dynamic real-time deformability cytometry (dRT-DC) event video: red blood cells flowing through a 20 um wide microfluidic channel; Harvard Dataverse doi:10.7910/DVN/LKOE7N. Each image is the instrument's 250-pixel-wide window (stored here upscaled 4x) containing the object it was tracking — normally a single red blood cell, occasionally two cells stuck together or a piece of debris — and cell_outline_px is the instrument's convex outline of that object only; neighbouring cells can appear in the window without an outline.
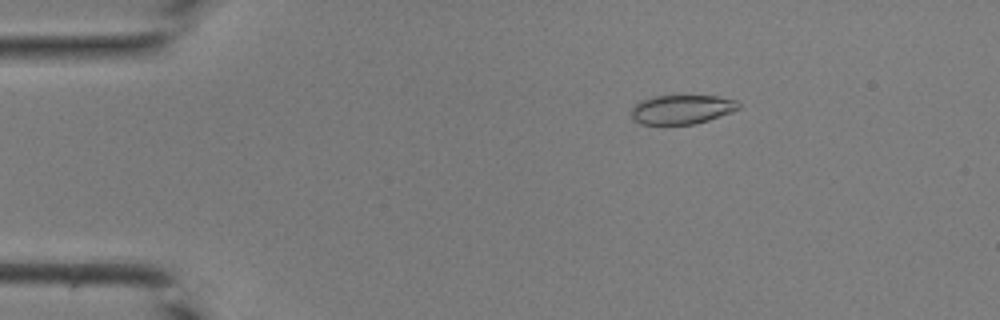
{"species": "common noctule bat (a hibernating species)", "species_latin": "Nyctalus noctula", "temperature_condition": "room temperature", "stored_images_in_passage": 43, "camera_frame_rate_fps": 3000, "um_per_image_px": 0.085, "animal": {"sex": "male", "body_mass_g": 19.0, "forearm_length_mm": 50.8}, "frame": {"image": 1, "passage_image": 8, "time_ms": 2.333, "image_size_px": [1000, 320], "cell_outline_px": [[740, 108], [732, 112], [696, 124], [640, 124], [632, 116], [632, 108], [640, 100], [652, 96], [676, 92], [716, 96], [736, 100], [740, 104]], "centroid_in_image_um": [57.97, 9.23], "position_along_channel_um": 27.0, "area_um2": 19.07}}
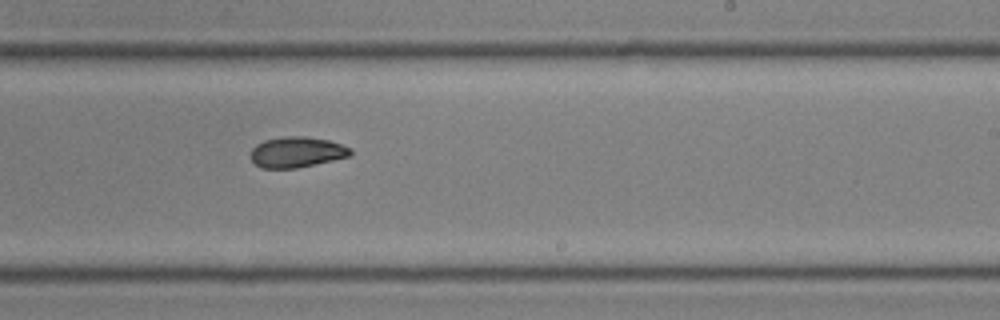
{"frame": {"image": 2, "passage_image": 27, "time_ms": 8.667, "image_size_px": [1000, 320], "cell_outline_px": [[352, 152], [348, 156], [332, 160], [296, 168], [260, 168], [248, 156], [252, 148], [256, 144], [264, 140], [288, 136], [304, 136], [328, 140], [352, 148]], "centroid_in_image_um": [25.17, 12.93], "position_along_channel_um": 263.8, "area_um2": 17.74}}
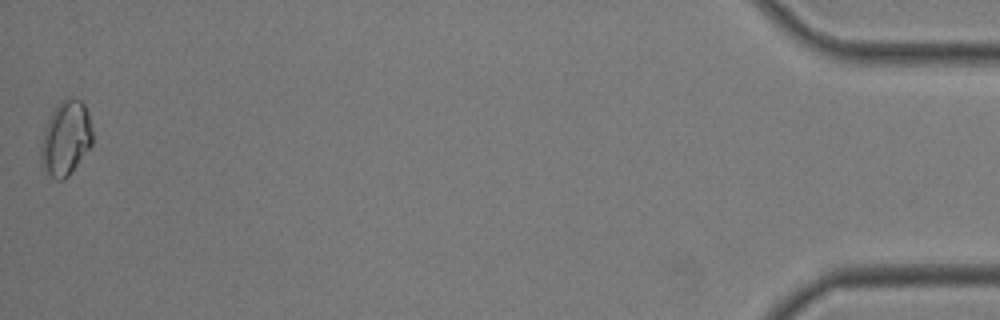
{"frame": {"image": 3, "passage_image": 43, "time_ms": 14.0, "image_size_px": [1000, 320], "cell_outline_px": [[92, 144], [68, 176], [64, 180], [56, 180], [44, 176], [40, 164], [40, 148], [44, 128], [56, 104], [60, 100], [68, 96], [72, 96], [80, 100], [84, 104], [88, 112], [92, 128]], "centroid_in_image_um": [5.55, 11.77], "position_along_channel_um": 429.7, "area_um2": 23.0}}